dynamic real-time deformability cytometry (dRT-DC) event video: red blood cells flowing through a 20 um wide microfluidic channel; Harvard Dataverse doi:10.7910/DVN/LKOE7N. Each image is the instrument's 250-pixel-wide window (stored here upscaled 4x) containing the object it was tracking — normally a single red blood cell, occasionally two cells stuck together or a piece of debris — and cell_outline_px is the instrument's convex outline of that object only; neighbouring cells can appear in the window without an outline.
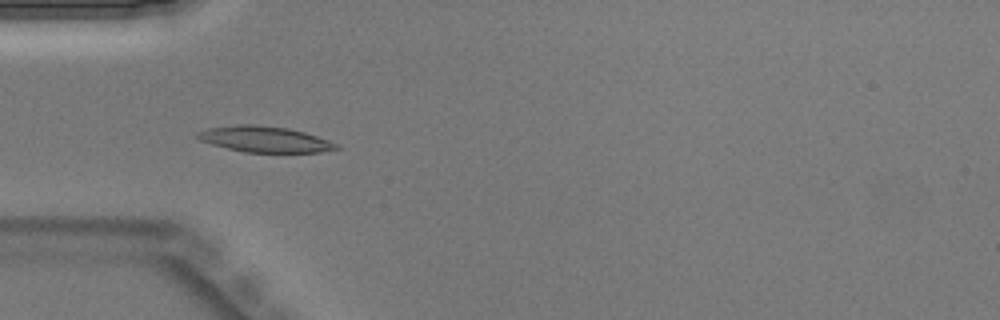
{"species": "Egyptian fruit bat (a non-hibernating species)", "species_latin": "Rousettus aegyptiacus", "temperature_condition": "warm", "stored_images_in_passage": 33, "camera_frame_rate_fps": 3000, "um_per_image_px": 0.085, "animal": {"sex": "male"}, "frame": {"image": 1, "passage_image": 3, "time_ms": 0.667, "image_size_px": [1000, 320], "cell_outline_px": [[340, 148], [320, 152], [244, 152], [212, 144], [200, 140], [196, 136], [196, 132], [208, 128], [240, 124], [252, 124], [284, 128], [304, 132], [328, 140], [336, 144]], "centroid_in_image_um": [22.46, 11.83], "position_along_channel_um": 62.5, "area_um2": 20.58}}
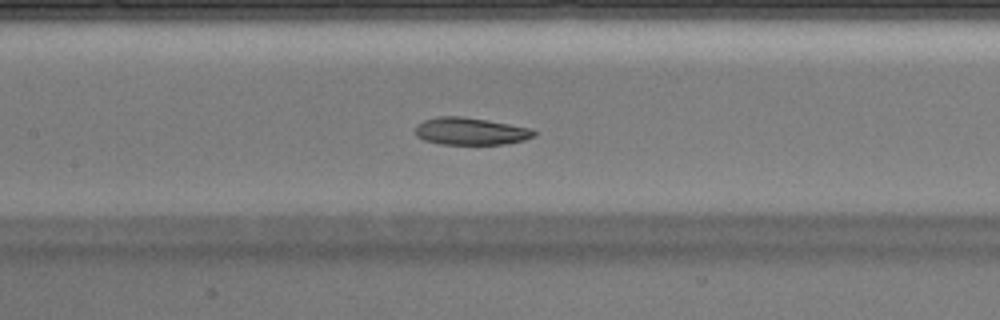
{"frame": {"image": 2, "passage_image": 10, "time_ms": 3.0, "image_size_px": [1000, 320], "cell_outline_px": [[536, 136], [524, 140], [504, 144], [440, 144], [424, 140], [416, 136], [416, 124], [424, 120], [436, 116], [464, 116], [488, 120], [532, 128], [536, 132]], "centroid_in_image_um": [40.0, 11.15], "position_along_channel_um": 167.4, "area_um2": 19.07}}
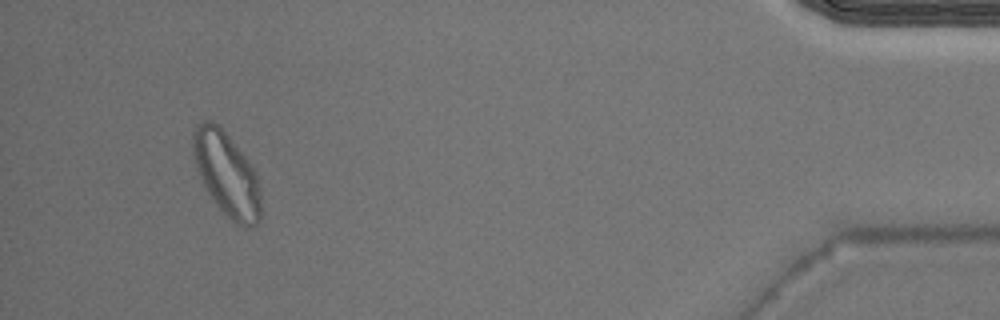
{"frame": {"image": 3, "passage_image": 31, "time_ms": 10.0, "image_size_px": [1000, 320], "cell_outline_px": [[260, 220], [256, 224], [236, 224], [216, 204], [200, 180], [192, 156], [192, 132], [196, 124], [204, 120], [212, 120], [220, 124], [252, 164], [256, 172], [260, 188]], "centroid_in_image_um": [19.23, 14.7], "position_along_channel_um": 416.0, "area_um2": 33.52}}